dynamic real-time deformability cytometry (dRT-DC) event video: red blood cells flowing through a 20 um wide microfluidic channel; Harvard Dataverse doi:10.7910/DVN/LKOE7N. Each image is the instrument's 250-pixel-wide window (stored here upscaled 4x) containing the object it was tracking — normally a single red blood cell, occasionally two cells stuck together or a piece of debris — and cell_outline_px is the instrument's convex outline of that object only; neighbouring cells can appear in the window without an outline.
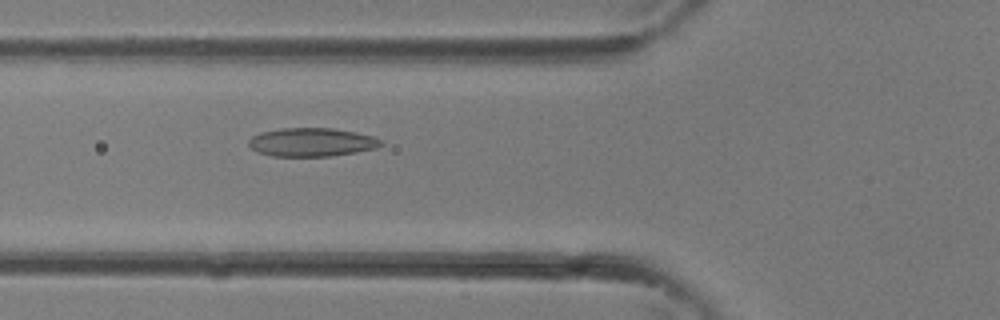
{"species": "common noctule bat (a hibernating species)", "species_latin": "Nyctalus noctula", "temperature_condition": "room temperature", "stored_images_in_passage": 35, "camera_frame_rate_fps": 3000, "um_per_image_px": 0.085, "animal": {"sex": "female"}, "frame": {"image": 1, "passage_image": 13, "time_ms": 4.0, "image_size_px": [1000, 320], "cell_outline_px": [[384, 144], [376, 148], [356, 152], [332, 156], [272, 156], [256, 152], [248, 144], [248, 140], [252, 136], [260, 132], [284, 128], [332, 128], [356, 132], [372, 136], [380, 140]], "centroid_in_image_um": [26.47, 12.09], "position_along_channel_um": 99.3, "area_um2": 22.02}}
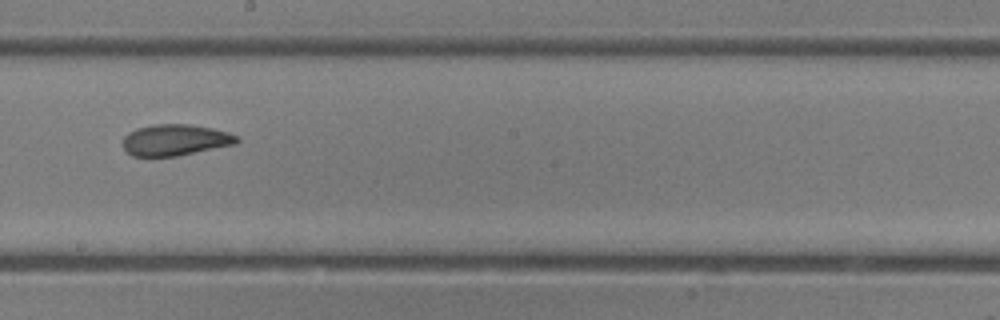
{"frame": {"image": 2, "passage_image": 20, "time_ms": 6.333, "image_size_px": [1000, 320], "cell_outline_px": [[240, 140], [236, 144], [176, 156], [132, 156], [124, 148], [124, 136], [128, 132], [136, 128], [152, 124], [188, 124], [212, 128], [228, 132], [240, 136]], "centroid_in_image_um": [14.92, 11.89], "position_along_channel_um": 233.3, "area_um2": 20.81}}
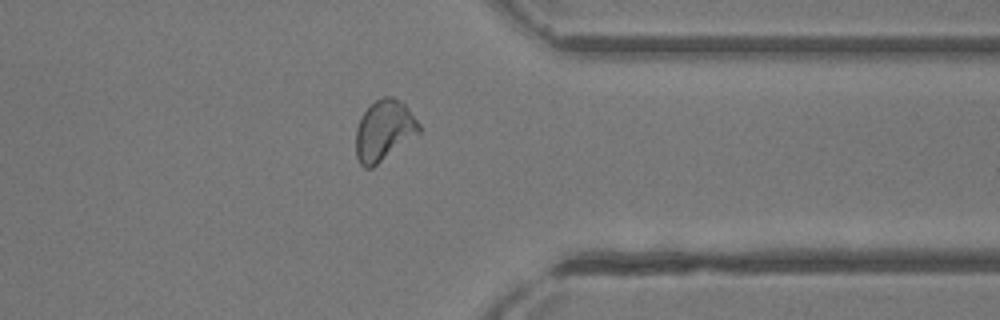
{"frame": {"image": 3, "passage_image": 28, "time_ms": 9.0, "image_size_px": [1000, 320], "cell_outline_px": [[420, 132], [372, 168], [364, 168], [360, 164], [356, 156], [356, 128], [360, 116], [376, 100], [384, 96], [392, 96], [400, 100], [408, 108], [420, 124]], "centroid_in_image_um": [32.63, 11.09], "position_along_channel_um": 378.8, "area_um2": 22.2}}